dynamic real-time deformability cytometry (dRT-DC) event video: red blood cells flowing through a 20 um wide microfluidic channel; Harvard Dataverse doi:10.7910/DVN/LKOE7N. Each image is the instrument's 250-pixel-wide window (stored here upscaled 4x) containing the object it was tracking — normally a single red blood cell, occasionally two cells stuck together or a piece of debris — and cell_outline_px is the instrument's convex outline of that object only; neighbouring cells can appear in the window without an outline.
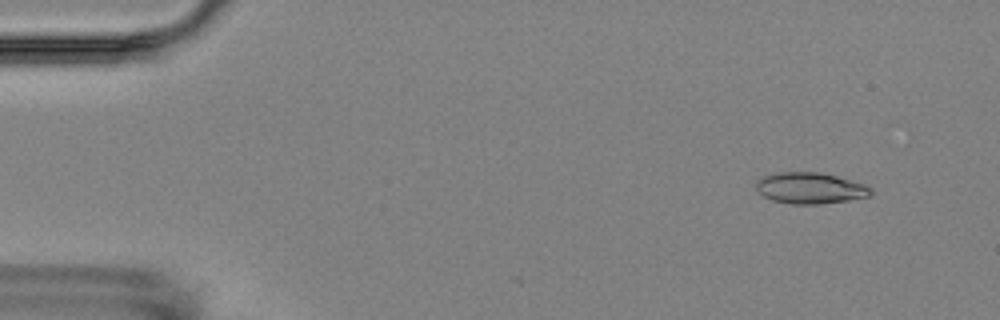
{"species": "Egyptian fruit bat (a non-hibernating species)", "species_latin": "Rousettus aegyptiacus", "temperature_condition": "room temperature", "stored_images_in_passage": 2, "camera_frame_rate_fps": 3000, "um_per_image_px": 0.085, "animal": {"sex": "female"}, "frame": {"image": 1, "passage_image": 1, "time_ms": 0.0, "image_size_px": [1000, 320], "cell_outline_px": [[872, 192], [868, 196], [848, 200], [816, 204], [792, 204], [772, 200], [764, 196], [756, 188], [756, 180], [764, 176], [776, 172], [820, 172], [836, 176], [864, 184], [872, 188]], "centroid_in_image_um": [68.84, 15.98], "position_along_channel_um": 16.2, "area_um2": 20.69}}